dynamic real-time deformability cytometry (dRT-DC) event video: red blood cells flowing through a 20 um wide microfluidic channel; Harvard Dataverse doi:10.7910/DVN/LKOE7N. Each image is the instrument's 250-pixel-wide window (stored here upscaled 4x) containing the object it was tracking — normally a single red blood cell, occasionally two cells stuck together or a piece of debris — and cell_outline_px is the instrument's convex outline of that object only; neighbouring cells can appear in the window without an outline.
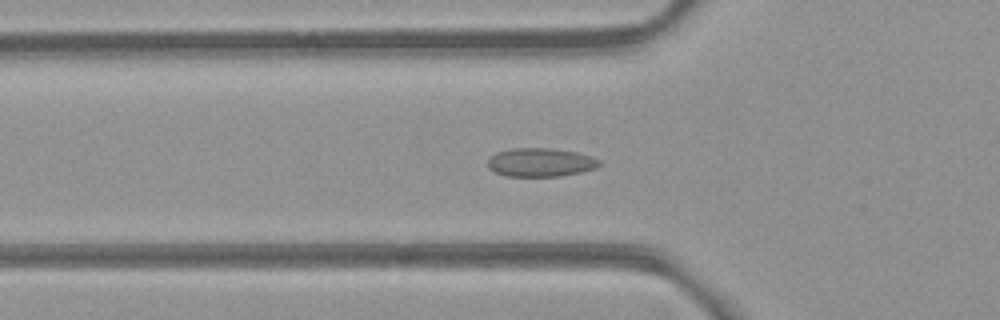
{"species": "common noctule bat (a hibernating species)", "species_latin": "Nyctalus noctula", "temperature_condition": "room temperature", "stored_images_in_passage": 39, "camera_frame_rate_fps": 3000, "um_per_image_px": 0.085, "animal": {"sex": "female", "body_mass_g": 21.9}, "frame": {"image": 1, "passage_image": 2, "time_ms": 0.333, "image_size_px": [1000, 320], "cell_outline_px": [[600, 164], [596, 168], [580, 172], [560, 176], [508, 176], [496, 172], [488, 168], [488, 160], [496, 152], [512, 148], [552, 148], [576, 152], [592, 156], [600, 160]], "centroid_in_image_um": [45.96, 13.79], "position_along_channel_um": 79.8, "area_um2": 18.55}}
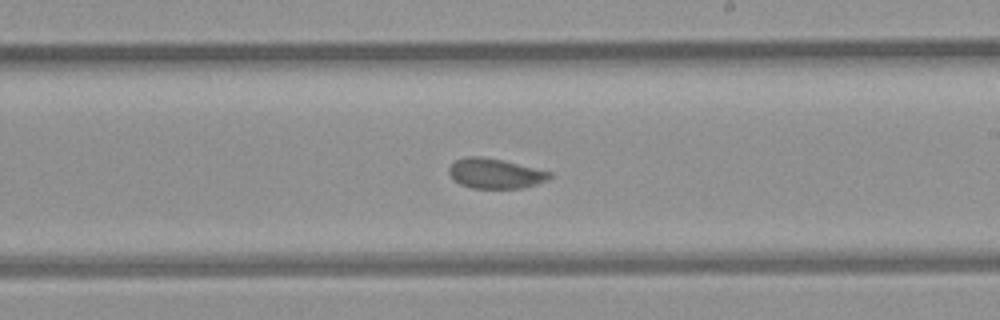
{"frame": {"image": 2, "passage_image": 15, "time_ms": 4.667, "image_size_px": [1000, 320], "cell_outline_px": [[552, 176], [548, 180], [524, 188], [472, 188], [460, 184], [448, 172], [448, 168], [456, 160], [468, 156], [480, 156], [504, 160], [552, 172]], "centroid_in_image_um": [42.12, 14.74], "position_along_channel_um": 246.9, "area_um2": 17.57}}
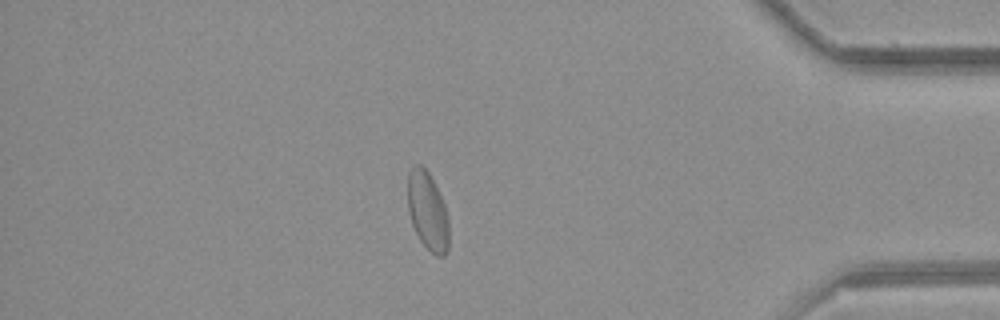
{"frame": {"image": 3, "passage_image": 30, "time_ms": 9.667, "image_size_px": [1000, 320], "cell_outline_px": [[448, 252], [444, 256], [436, 256], [420, 240], [412, 224], [408, 212], [408, 172], [416, 164], [420, 164], [428, 172], [444, 204], [448, 220]], "centroid_in_image_um": [36.34, 17.96], "position_along_channel_um": 398.9, "area_um2": 18.5}}